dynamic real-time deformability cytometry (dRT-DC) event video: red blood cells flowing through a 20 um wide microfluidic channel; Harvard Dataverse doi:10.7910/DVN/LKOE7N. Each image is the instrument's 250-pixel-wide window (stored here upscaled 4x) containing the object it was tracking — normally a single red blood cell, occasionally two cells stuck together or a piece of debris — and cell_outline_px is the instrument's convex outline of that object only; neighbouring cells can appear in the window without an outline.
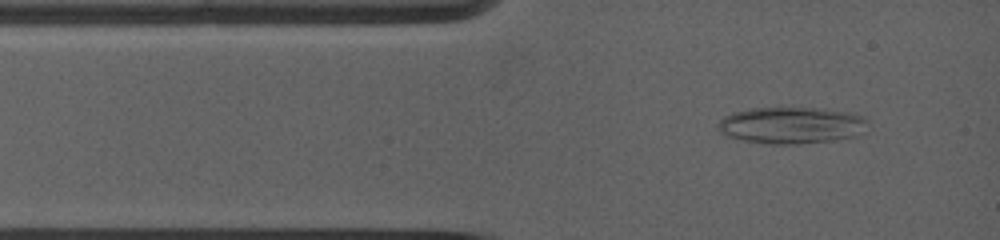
{"species": "common noctule bat (a hibernating species)", "species_latin": "Nyctalus noctula", "temperature_condition": "warm", "stored_images_in_passage": 86, "camera_frame_rate_fps": 5000, "um_per_image_px": 0.085, "animal": {"sex": "female", "body_mass_g": 19.0, "forearm_length_mm": 53.3}, "frame": {"image": 1, "passage_image": 6, "time_ms": 0.8, "image_size_px": [1000, 240], "cell_outline_px": [[868, 124], [864, 132], [856, 136], [828, 140], [796, 144], [772, 144], [736, 140], [724, 136], [716, 128], [720, 120], [724, 116], [748, 108], [816, 108], [848, 112], [860, 116], [868, 120]], "centroid_in_image_um": [67.21, 10.66], "position_along_channel_um": 17.8, "area_um2": 32.08}}
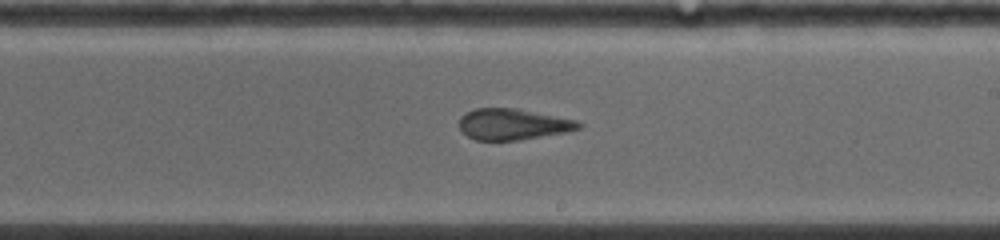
{"frame": {"image": 2, "passage_image": 45, "time_ms": 7.2, "image_size_px": [1000, 240], "cell_outline_px": [[584, 124], [580, 128], [568, 132], [520, 140], [476, 140], [468, 136], [460, 128], [460, 116], [464, 112], [476, 108], [516, 108], [576, 120]], "centroid_in_image_um": [43.61, 10.56], "position_along_channel_um": 245.4, "area_um2": 21.68}}
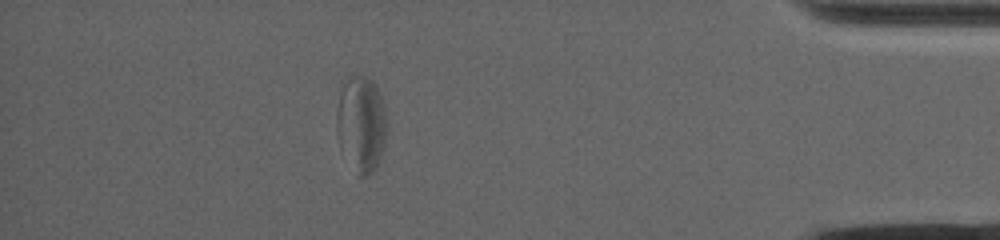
{"frame": {"image": 3, "passage_image": 77, "time_ms": 12.6, "image_size_px": [1000, 240], "cell_outline_px": [[384, 148], [376, 172], [364, 176], [356, 176], [340, 152], [336, 132], [336, 112], [340, 92], [344, 84], [352, 76], [364, 76], [372, 80], [376, 84], [380, 92], [384, 104]], "centroid_in_image_um": [30.67, 10.62], "position_along_channel_um": 404.5, "area_um2": 28.61}, "authors_computed_cell_mechanics": {"area_um2": 23.9292, "velocity_mm_per_s": 3.9009, "shape_relaxation_time_tau1_ms": 6.7501, "shape_relaxation_time_tau2_ms": 2.0623, "deformation_change_tau1": 0.1563, "deformation_change_tau2": 0.0871}}